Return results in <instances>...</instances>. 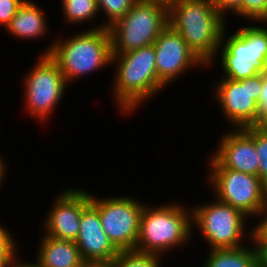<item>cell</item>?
<instances>
[{
	"mask_svg": "<svg viewBox=\"0 0 267 267\" xmlns=\"http://www.w3.org/2000/svg\"><path fill=\"white\" fill-rule=\"evenodd\" d=\"M111 66L114 67L111 95L121 117L139 112L136 110L166 89L157 76L153 45L112 54Z\"/></svg>",
	"mask_w": 267,
	"mask_h": 267,
	"instance_id": "1",
	"label": "cell"
},
{
	"mask_svg": "<svg viewBox=\"0 0 267 267\" xmlns=\"http://www.w3.org/2000/svg\"><path fill=\"white\" fill-rule=\"evenodd\" d=\"M44 50L41 54H49L57 62L69 87L73 82L81 80L80 77L111 66V36L106 27L82 28L66 38L65 35L56 36Z\"/></svg>",
	"mask_w": 267,
	"mask_h": 267,
	"instance_id": "2",
	"label": "cell"
},
{
	"mask_svg": "<svg viewBox=\"0 0 267 267\" xmlns=\"http://www.w3.org/2000/svg\"><path fill=\"white\" fill-rule=\"evenodd\" d=\"M168 22L206 66L215 59L228 27L213 0H175L168 8Z\"/></svg>",
	"mask_w": 267,
	"mask_h": 267,
	"instance_id": "3",
	"label": "cell"
},
{
	"mask_svg": "<svg viewBox=\"0 0 267 267\" xmlns=\"http://www.w3.org/2000/svg\"><path fill=\"white\" fill-rule=\"evenodd\" d=\"M148 204L145 203L140 217L135 250L163 257L174 249H184L195 234L192 232L191 207L178 200L161 206Z\"/></svg>",
	"mask_w": 267,
	"mask_h": 267,
	"instance_id": "4",
	"label": "cell"
},
{
	"mask_svg": "<svg viewBox=\"0 0 267 267\" xmlns=\"http://www.w3.org/2000/svg\"><path fill=\"white\" fill-rule=\"evenodd\" d=\"M227 29L222 34L215 59L206 69L215 68L214 64L220 57L219 64L223 70L220 78L242 80L261 73L267 59V28L254 22L252 25L242 24L231 34Z\"/></svg>",
	"mask_w": 267,
	"mask_h": 267,
	"instance_id": "5",
	"label": "cell"
},
{
	"mask_svg": "<svg viewBox=\"0 0 267 267\" xmlns=\"http://www.w3.org/2000/svg\"><path fill=\"white\" fill-rule=\"evenodd\" d=\"M213 199L214 202L206 201L191 207L192 232L199 229V235L208 243L207 250L239 248L249 243L252 233L250 219L231 205L214 196Z\"/></svg>",
	"mask_w": 267,
	"mask_h": 267,
	"instance_id": "6",
	"label": "cell"
},
{
	"mask_svg": "<svg viewBox=\"0 0 267 267\" xmlns=\"http://www.w3.org/2000/svg\"><path fill=\"white\" fill-rule=\"evenodd\" d=\"M22 79L24 113L45 125L62 99L65 100L68 91L65 77L49 54H40Z\"/></svg>",
	"mask_w": 267,
	"mask_h": 267,
	"instance_id": "7",
	"label": "cell"
},
{
	"mask_svg": "<svg viewBox=\"0 0 267 267\" xmlns=\"http://www.w3.org/2000/svg\"><path fill=\"white\" fill-rule=\"evenodd\" d=\"M207 158L209 174L205 181L214 197L240 210L251 221L256 218L267 202V186L258 176L223 168L212 156Z\"/></svg>",
	"mask_w": 267,
	"mask_h": 267,
	"instance_id": "8",
	"label": "cell"
},
{
	"mask_svg": "<svg viewBox=\"0 0 267 267\" xmlns=\"http://www.w3.org/2000/svg\"><path fill=\"white\" fill-rule=\"evenodd\" d=\"M168 25L167 7L158 3L135 1L131 9L108 28L112 54L153 45Z\"/></svg>",
	"mask_w": 267,
	"mask_h": 267,
	"instance_id": "9",
	"label": "cell"
},
{
	"mask_svg": "<svg viewBox=\"0 0 267 267\" xmlns=\"http://www.w3.org/2000/svg\"><path fill=\"white\" fill-rule=\"evenodd\" d=\"M218 80L211 86L213 89L211 97H215V105L219 106L228 127L244 129L258 126V102L262 92V72L242 80L227 78Z\"/></svg>",
	"mask_w": 267,
	"mask_h": 267,
	"instance_id": "10",
	"label": "cell"
},
{
	"mask_svg": "<svg viewBox=\"0 0 267 267\" xmlns=\"http://www.w3.org/2000/svg\"><path fill=\"white\" fill-rule=\"evenodd\" d=\"M109 196L97 198L90 191V202L98 209L102 228L119 251L135 250L145 202L130 195Z\"/></svg>",
	"mask_w": 267,
	"mask_h": 267,
	"instance_id": "11",
	"label": "cell"
},
{
	"mask_svg": "<svg viewBox=\"0 0 267 267\" xmlns=\"http://www.w3.org/2000/svg\"><path fill=\"white\" fill-rule=\"evenodd\" d=\"M153 46L157 76L166 87L181 77L184 78L192 69L204 70L207 67L170 25L160 33Z\"/></svg>",
	"mask_w": 267,
	"mask_h": 267,
	"instance_id": "12",
	"label": "cell"
},
{
	"mask_svg": "<svg viewBox=\"0 0 267 267\" xmlns=\"http://www.w3.org/2000/svg\"><path fill=\"white\" fill-rule=\"evenodd\" d=\"M59 192L42 220V233L56 239L75 241L82 210L90 203V191L79 186L67 187Z\"/></svg>",
	"mask_w": 267,
	"mask_h": 267,
	"instance_id": "13",
	"label": "cell"
},
{
	"mask_svg": "<svg viewBox=\"0 0 267 267\" xmlns=\"http://www.w3.org/2000/svg\"><path fill=\"white\" fill-rule=\"evenodd\" d=\"M228 130H223L224 134L217 141L211 156L223 168L258 176L259 159L253 140V127Z\"/></svg>",
	"mask_w": 267,
	"mask_h": 267,
	"instance_id": "14",
	"label": "cell"
},
{
	"mask_svg": "<svg viewBox=\"0 0 267 267\" xmlns=\"http://www.w3.org/2000/svg\"><path fill=\"white\" fill-rule=\"evenodd\" d=\"M75 241L84 261H113L119 253L103 230L98 209L91 202L82 210Z\"/></svg>",
	"mask_w": 267,
	"mask_h": 267,
	"instance_id": "15",
	"label": "cell"
},
{
	"mask_svg": "<svg viewBox=\"0 0 267 267\" xmlns=\"http://www.w3.org/2000/svg\"><path fill=\"white\" fill-rule=\"evenodd\" d=\"M41 8L43 7L38 6L36 1L25 0L6 27V32L19 40L38 39L39 41V38L46 37L49 34L50 25L48 27V17Z\"/></svg>",
	"mask_w": 267,
	"mask_h": 267,
	"instance_id": "16",
	"label": "cell"
},
{
	"mask_svg": "<svg viewBox=\"0 0 267 267\" xmlns=\"http://www.w3.org/2000/svg\"><path fill=\"white\" fill-rule=\"evenodd\" d=\"M37 246L36 261L43 267H82L84 260L73 240L43 235Z\"/></svg>",
	"mask_w": 267,
	"mask_h": 267,
	"instance_id": "17",
	"label": "cell"
},
{
	"mask_svg": "<svg viewBox=\"0 0 267 267\" xmlns=\"http://www.w3.org/2000/svg\"><path fill=\"white\" fill-rule=\"evenodd\" d=\"M202 267H258L257 253L250 240L239 248H223L207 250Z\"/></svg>",
	"mask_w": 267,
	"mask_h": 267,
	"instance_id": "18",
	"label": "cell"
},
{
	"mask_svg": "<svg viewBox=\"0 0 267 267\" xmlns=\"http://www.w3.org/2000/svg\"><path fill=\"white\" fill-rule=\"evenodd\" d=\"M62 10L63 23L73 25V27H79L90 23L88 28L85 29H100L105 26L102 23H95L96 18L99 15L97 1L96 0H60ZM95 20V21H94Z\"/></svg>",
	"mask_w": 267,
	"mask_h": 267,
	"instance_id": "19",
	"label": "cell"
},
{
	"mask_svg": "<svg viewBox=\"0 0 267 267\" xmlns=\"http://www.w3.org/2000/svg\"><path fill=\"white\" fill-rule=\"evenodd\" d=\"M163 257L156 253L121 250L113 259L114 267H161Z\"/></svg>",
	"mask_w": 267,
	"mask_h": 267,
	"instance_id": "20",
	"label": "cell"
},
{
	"mask_svg": "<svg viewBox=\"0 0 267 267\" xmlns=\"http://www.w3.org/2000/svg\"><path fill=\"white\" fill-rule=\"evenodd\" d=\"M99 15L102 13L106 20H100L102 24L109 28L114 22L122 18L132 7L135 0H96Z\"/></svg>",
	"mask_w": 267,
	"mask_h": 267,
	"instance_id": "21",
	"label": "cell"
},
{
	"mask_svg": "<svg viewBox=\"0 0 267 267\" xmlns=\"http://www.w3.org/2000/svg\"><path fill=\"white\" fill-rule=\"evenodd\" d=\"M234 16L267 26V0H244L243 6Z\"/></svg>",
	"mask_w": 267,
	"mask_h": 267,
	"instance_id": "22",
	"label": "cell"
},
{
	"mask_svg": "<svg viewBox=\"0 0 267 267\" xmlns=\"http://www.w3.org/2000/svg\"><path fill=\"white\" fill-rule=\"evenodd\" d=\"M253 140L259 159L258 177L267 186V130L254 126Z\"/></svg>",
	"mask_w": 267,
	"mask_h": 267,
	"instance_id": "23",
	"label": "cell"
},
{
	"mask_svg": "<svg viewBox=\"0 0 267 267\" xmlns=\"http://www.w3.org/2000/svg\"><path fill=\"white\" fill-rule=\"evenodd\" d=\"M12 235V231L4 227L0 221V260H16L19 256L17 254H20L17 240L15 241Z\"/></svg>",
	"mask_w": 267,
	"mask_h": 267,
	"instance_id": "24",
	"label": "cell"
},
{
	"mask_svg": "<svg viewBox=\"0 0 267 267\" xmlns=\"http://www.w3.org/2000/svg\"><path fill=\"white\" fill-rule=\"evenodd\" d=\"M25 0H0V27L4 29L10 24L18 8Z\"/></svg>",
	"mask_w": 267,
	"mask_h": 267,
	"instance_id": "25",
	"label": "cell"
},
{
	"mask_svg": "<svg viewBox=\"0 0 267 267\" xmlns=\"http://www.w3.org/2000/svg\"><path fill=\"white\" fill-rule=\"evenodd\" d=\"M254 220L256 221L255 225L252 224L251 238H267V202Z\"/></svg>",
	"mask_w": 267,
	"mask_h": 267,
	"instance_id": "26",
	"label": "cell"
},
{
	"mask_svg": "<svg viewBox=\"0 0 267 267\" xmlns=\"http://www.w3.org/2000/svg\"><path fill=\"white\" fill-rule=\"evenodd\" d=\"M259 123L258 127L267 130V77L262 73V92L258 102Z\"/></svg>",
	"mask_w": 267,
	"mask_h": 267,
	"instance_id": "27",
	"label": "cell"
},
{
	"mask_svg": "<svg viewBox=\"0 0 267 267\" xmlns=\"http://www.w3.org/2000/svg\"><path fill=\"white\" fill-rule=\"evenodd\" d=\"M244 0H213L219 13L227 19L226 16L234 15L242 6Z\"/></svg>",
	"mask_w": 267,
	"mask_h": 267,
	"instance_id": "28",
	"label": "cell"
},
{
	"mask_svg": "<svg viewBox=\"0 0 267 267\" xmlns=\"http://www.w3.org/2000/svg\"><path fill=\"white\" fill-rule=\"evenodd\" d=\"M257 253V266L267 267V238H251Z\"/></svg>",
	"mask_w": 267,
	"mask_h": 267,
	"instance_id": "29",
	"label": "cell"
},
{
	"mask_svg": "<svg viewBox=\"0 0 267 267\" xmlns=\"http://www.w3.org/2000/svg\"><path fill=\"white\" fill-rule=\"evenodd\" d=\"M4 156L0 155V188L2 189V185L4 184V181L6 180V174H8V166L6 163ZM5 160V161H4Z\"/></svg>",
	"mask_w": 267,
	"mask_h": 267,
	"instance_id": "30",
	"label": "cell"
},
{
	"mask_svg": "<svg viewBox=\"0 0 267 267\" xmlns=\"http://www.w3.org/2000/svg\"><path fill=\"white\" fill-rule=\"evenodd\" d=\"M82 267H114L113 261H84Z\"/></svg>",
	"mask_w": 267,
	"mask_h": 267,
	"instance_id": "31",
	"label": "cell"
},
{
	"mask_svg": "<svg viewBox=\"0 0 267 267\" xmlns=\"http://www.w3.org/2000/svg\"><path fill=\"white\" fill-rule=\"evenodd\" d=\"M14 267H43L36 260L34 261H25L20 258V255L17 257Z\"/></svg>",
	"mask_w": 267,
	"mask_h": 267,
	"instance_id": "32",
	"label": "cell"
},
{
	"mask_svg": "<svg viewBox=\"0 0 267 267\" xmlns=\"http://www.w3.org/2000/svg\"><path fill=\"white\" fill-rule=\"evenodd\" d=\"M135 1H140V2H150V3H158L160 5H163L167 8L170 7V5L175 1V0H135Z\"/></svg>",
	"mask_w": 267,
	"mask_h": 267,
	"instance_id": "33",
	"label": "cell"
},
{
	"mask_svg": "<svg viewBox=\"0 0 267 267\" xmlns=\"http://www.w3.org/2000/svg\"><path fill=\"white\" fill-rule=\"evenodd\" d=\"M16 260H0V267H14Z\"/></svg>",
	"mask_w": 267,
	"mask_h": 267,
	"instance_id": "34",
	"label": "cell"
},
{
	"mask_svg": "<svg viewBox=\"0 0 267 267\" xmlns=\"http://www.w3.org/2000/svg\"><path fill=\"white\" fill-rule=\"evenodd\" d=\"M262 73L264 74L265 77H267V59H266L264 68H263V70H262Z\"/></svg>",
	"mask_w": 267,
	"mask_h": 267,
	"instance_id": "35",
	"label": "cell"
}]
</instances>
